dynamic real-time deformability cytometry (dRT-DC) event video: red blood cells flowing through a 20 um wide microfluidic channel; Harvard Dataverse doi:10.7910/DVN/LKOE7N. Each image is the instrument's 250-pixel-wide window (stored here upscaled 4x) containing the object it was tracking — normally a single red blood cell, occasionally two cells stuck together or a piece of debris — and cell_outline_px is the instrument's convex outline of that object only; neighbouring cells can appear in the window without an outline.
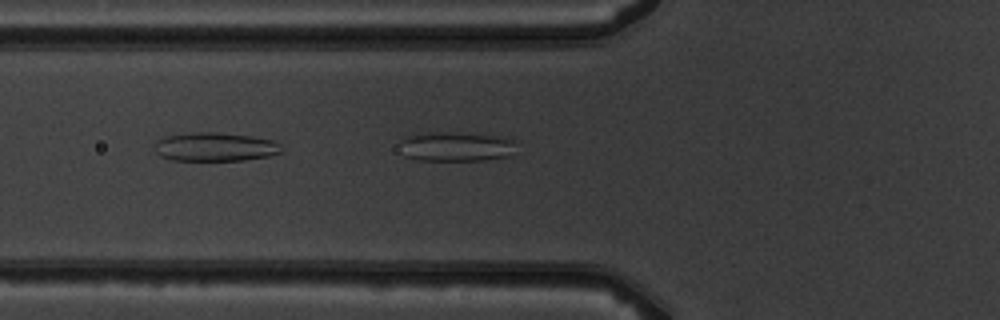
{"species": "common noctule bat (a hibernating species)", "species_latin": "Nyctalus noctula", "temperature_condition": "warm", "stored_images_in_passage": 4, "camera_frame_rate_fps": 3000, "um_per_image_px": 0.085, "animal": {"sex": "male", "body_mass_g": 19.5, "forearm_length_mm": 54.6}, "frame": {"image": 1, "passage_image": 4, "time_ms": 3.333, "image_size_px": [1000, 320], "cell_outline_px": [[516, 140], [508, 156], [484, 160], [420, 160], [408, 156], [400, 140], [408, 136], [428, 132], [448, 132], [512, 136]], "centroid_in_image_um": [38.87, 12.43], "position_along_channel_um": 86.9, "area_um2": 19.83}}